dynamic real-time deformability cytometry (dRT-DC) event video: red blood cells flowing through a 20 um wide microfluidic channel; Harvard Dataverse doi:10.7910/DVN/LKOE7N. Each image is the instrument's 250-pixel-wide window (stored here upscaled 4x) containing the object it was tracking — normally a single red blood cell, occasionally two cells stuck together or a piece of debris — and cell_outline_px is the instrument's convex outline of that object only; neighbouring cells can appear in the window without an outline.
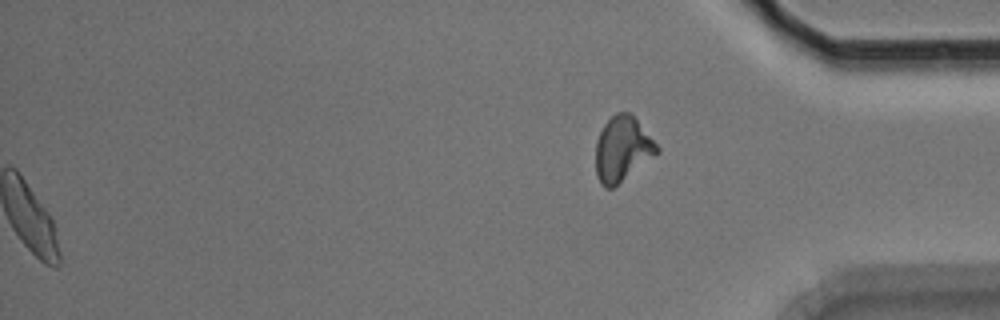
{"species": "Egyptian fruit bat (a non-hibernating species)", "species_latin": "Rousettus aegyptiacus", "temperature_condition": "room temperature", "stored_images_in_passage": 54, "segment_of_instrument_passage": [2, 2], "camera_frame_rate_fps": 3000, "um_per_image_px": 0.085, "animal": {"sex": "male"}, "frame": {"image": 1, "passage_image": 54, "time_ms": 17.667, "image_size_px": [1000, 320], "cell_outline_px": [[660, 152], [612, 188], [604, 188], [600, 184], [596, 176], [596, 140], [604, 124], [616, 112], [628, 112], [636, 120], [660, 148]], "centroid_in_image_um": [52.88, 12.69], "position_along_channel_um": 382.3, "area_um2": 22.89}}